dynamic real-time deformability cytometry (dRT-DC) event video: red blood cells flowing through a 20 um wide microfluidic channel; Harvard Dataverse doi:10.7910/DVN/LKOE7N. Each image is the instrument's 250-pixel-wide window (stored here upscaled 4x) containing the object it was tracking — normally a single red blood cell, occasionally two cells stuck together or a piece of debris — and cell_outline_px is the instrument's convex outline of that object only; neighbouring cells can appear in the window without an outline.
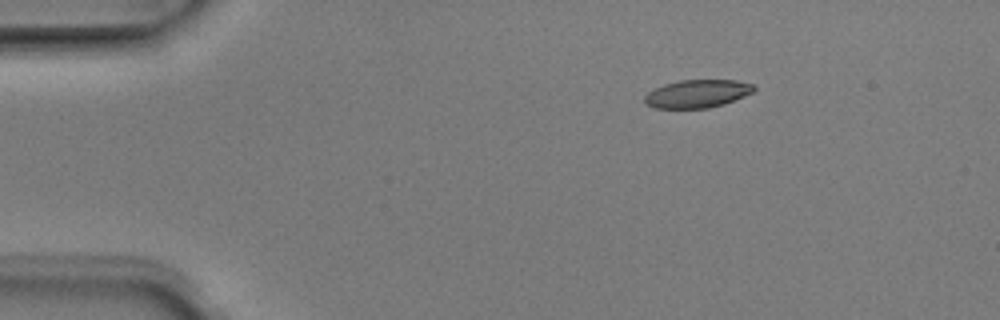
{"species": "Egyptian fruit bat (a non-hibernating species)", "species_latin": "Rousettus aegyptiacus", "temperature_condition": "room temperature", "stored_images_in_passage": 3, "camera_frame_rate_fps": 3000, "um_per_image_px": 0.085, "animal": {"sex": "male"}, "frame": {"image": 1, "passage_image": 1, "time_ms": 0.0, "image_size_px": [1000, 320], "cell_outline_px": [[756, 88], [752, 92], [744, 96], [724, 104], [708, 108], [656, 108], [644, 104], [644, 96], [648, 92], [664, 84], [680, 80], [736, 80], [756, 84]], "centroid_in_image_um": [59.28, 7.96], "position_along_channel_um": 25.7, "area_um2": 17.92}}
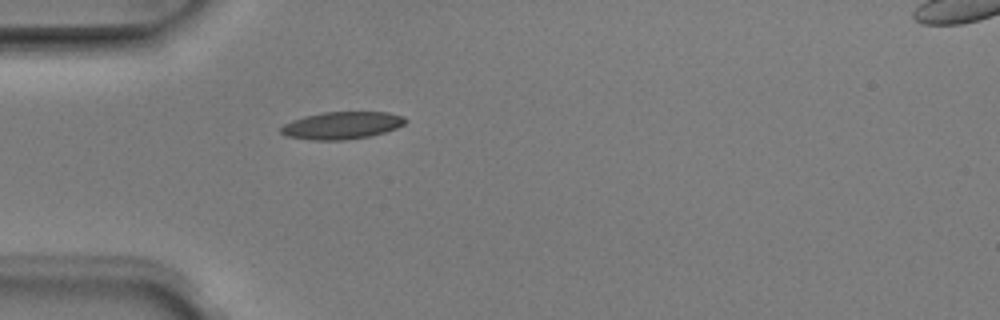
{"frame": {"image": 2, "passage_image": 3, "time_ms": 0.667, "image_size_px": [1000, 320], "cell_outline_px": [[408, 120], [404, 124], [396, 128], [384, 132], [368, 136], [344, 140], [316, 140], [288, 136], [280, 132], [280, 128], [284, 124], [292, 120], [304, 116], [324, 112], [388, 112], [404, 116]], "centroid_in_image_um": [29.07, 10.65], "position_along_channel_um": 55.9, "area_um2": 19.71}}